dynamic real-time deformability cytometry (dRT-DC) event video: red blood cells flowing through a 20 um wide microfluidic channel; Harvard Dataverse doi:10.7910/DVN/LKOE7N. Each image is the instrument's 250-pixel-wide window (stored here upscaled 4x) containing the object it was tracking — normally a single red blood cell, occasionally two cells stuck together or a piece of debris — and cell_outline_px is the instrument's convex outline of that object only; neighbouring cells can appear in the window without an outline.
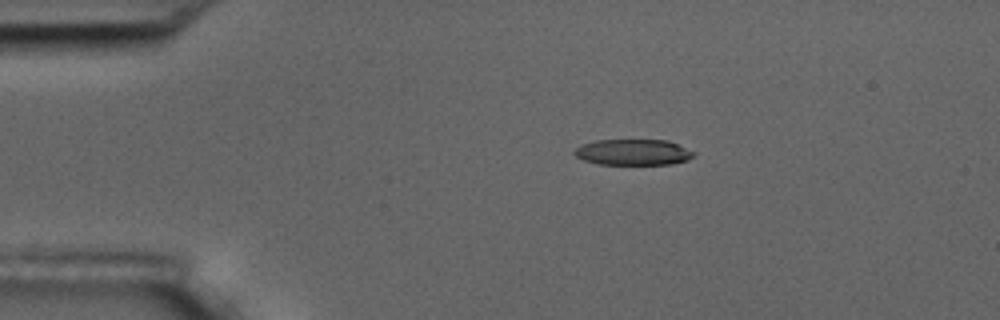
{"species": "common noctule bat (a hibernating species)", "species_latin": "Nyctalus noctula", "temperature_condition": "room temperature", "stored_images_in_passage": 4, "camera_frame_rate_fps": 3000, "um_per_image_px": 0.085, "animal": {"sex": "male", "body_mass_g": 17.5, "forearm_length_mm": 52.3}, "frame": {"image": 1, "passage_image": 1, "time_ms": 0.0, "image_size_px": [1000, 320], "cell_outline_px": [[696, 156], [688, 160], [672, 164], [600, 164], [584, 160], [576, 156], [572, 152], [580, 144], [596, 140], [668, 140], [696, 152]], "centroid_in_image_um": [53.84, 12.93], "position_along_channel_um": 31.2, "area_um2": 18.15}}
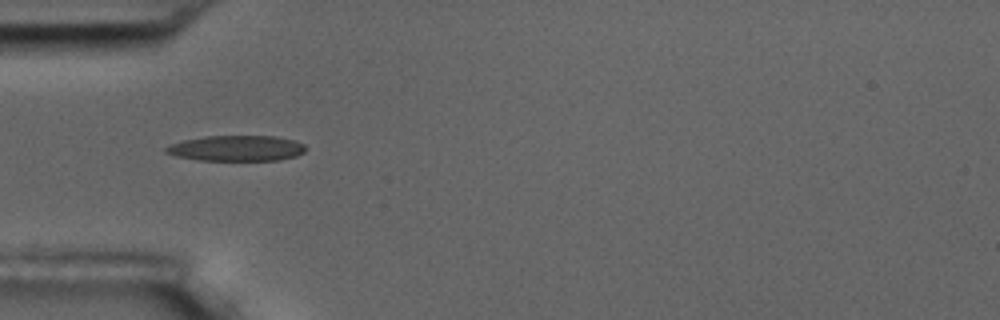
{"frame": {"image": 2, "passage_image": 3, "time_ms": 2.333, "image_size_px": [1000, 320], "cell_outline_px": [[304, 152], [296, 156], [280, 160], [196, 160], [176, 156], [164, 152], [164, 148], [172, 144], [184, 140], [204, 136], [276, 136], [296, 140], [304, 144]], "centroid_in_image_um": [20.11, 12.6], "position_along_channel_um": 64.9, "area_um2": 20.87}}